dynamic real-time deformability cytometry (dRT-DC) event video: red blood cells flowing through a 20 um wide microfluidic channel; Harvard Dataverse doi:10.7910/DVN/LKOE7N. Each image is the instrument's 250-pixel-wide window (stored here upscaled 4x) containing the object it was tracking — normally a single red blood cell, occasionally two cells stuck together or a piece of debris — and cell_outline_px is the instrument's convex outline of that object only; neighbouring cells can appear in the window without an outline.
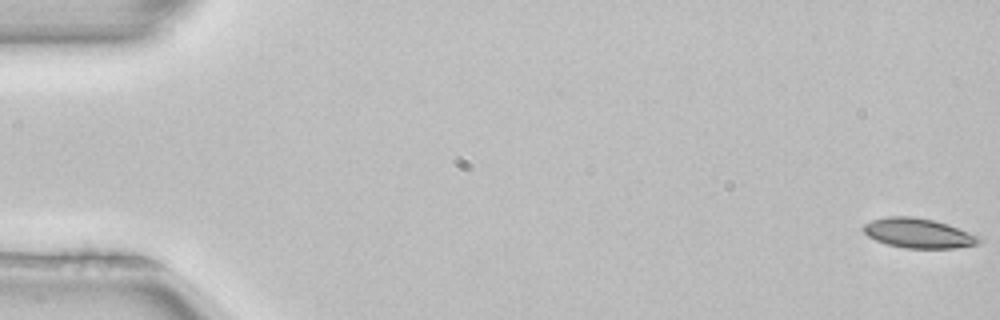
{"species": "common noctule bat (a hibernating species)", "species_latin": "Nyctalus noctula", "temperature_condition": "room temperature", "stored_images_in_passage": 52, "camera_frame_rate_fps": 3000, "um_per_image_px": 0.085, "animal": {"sex": "female", "body_mass_g": 22.7, "forearm_length_mm": 54.2}, "frame": {"image": 1, "passage_image": 1, "time_ms": 0.0, "image_size_px": [1000, 320], "cell_outline_px": [[984, 240], [976, 244], [956, 248], [904, 248], [888, 244], [876, 240], [868, 236], [864, 232], [864, 224], [872, 220], [888, 216], [912, 216], [932, 220], [948, 224], [984, 236]], "centroid_in_image_um": [78.15, 19.82], "position_along_channel_um": 6.9, "area_um2": 20.17}}
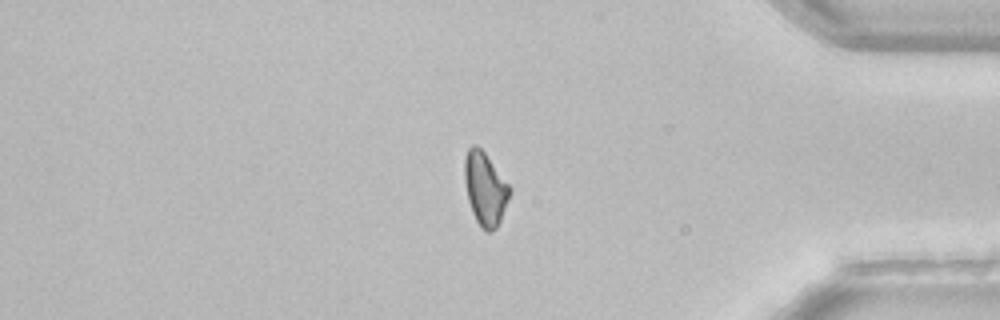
{"frame": {"image": 2, "passage_image": 44, "time_ms": 14.333, "image_size_px": [1000, 320], "cell_outline_px": [[512, 192], [500, 220], [496, 228], [492, 232], [488, 232], [480, 228], [472, 212], [468, 200], [464, 180], [464, 160], [468, 148], [472, 144], [476, 144], [484, 152], [512, 188]], "centroid_in_image_um": [41.23, 16.05], "position_along_channel_um": 394.0, "area_um2": 19.36}}
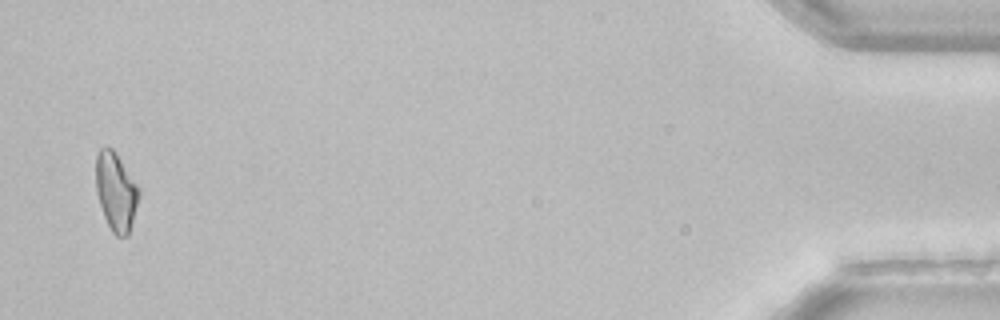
{"frame": {"image": 3, "passage_image": 51, "time_ms": 16.667, "image_size_px": [1000, 320], "cell_outline_px": [[140, 192], [128, 236], [116, 236], [112, 232], [104, 216], [96, 192], [96, 156], [100, 148], [112, 148], [136, 184]], "centroid_in_image_um": [9.83, 16.31], "position_along_channel_um": 425.4, "area_um2": 19.07}, "authors_computed_cell_mechanics": {"area_um2": 19.7676, "velocity_mm_per_s": 3.9886, "shape_relaxation_time_tau1_ms": 5.0097, "shape_relaxation_time_tau2_ms": null, "deformation_change_tau1": 0.1367, "deformation_change_tau2": null}}